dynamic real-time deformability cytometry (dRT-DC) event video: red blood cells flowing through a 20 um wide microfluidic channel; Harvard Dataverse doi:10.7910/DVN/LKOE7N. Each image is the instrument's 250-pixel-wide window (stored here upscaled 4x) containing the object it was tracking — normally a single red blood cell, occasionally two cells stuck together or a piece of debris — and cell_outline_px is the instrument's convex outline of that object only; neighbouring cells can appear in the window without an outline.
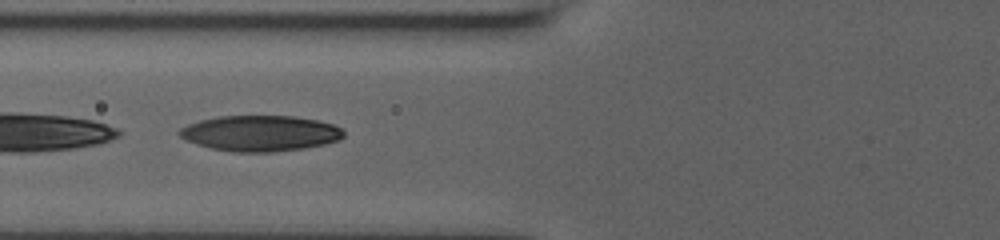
{"species": "human", "species_latin": "Homo sapiens", "temperature_condition": "room temperature", "stored_images_in_passage": 42, "segment_of_instrument_passage": [2, 2], "camera_frame_rate_fps": 3000, "um_per_image_px": 0.085, "donor": {"sex": "male"}, "frame": {"image": 1, "passage_image": 11, "time_ms": 3.333, "image_size_px": [1000, 240], "cell_outline_px": [[344, 136], [340, 140], [324, 144], [304, 148], [272, 152], [232, 152], [212, 148], [184, 140], [176, 132], [180, 128], [188, 124], [200, 120], [220, 116], [292, 116], [316, 120], [332, 124], [340, 128], [344, 132]], "centroid_in_image_um": [22.1, 11.33], "position_along_channel_um": 103.7, "area_um2": 34.16}}
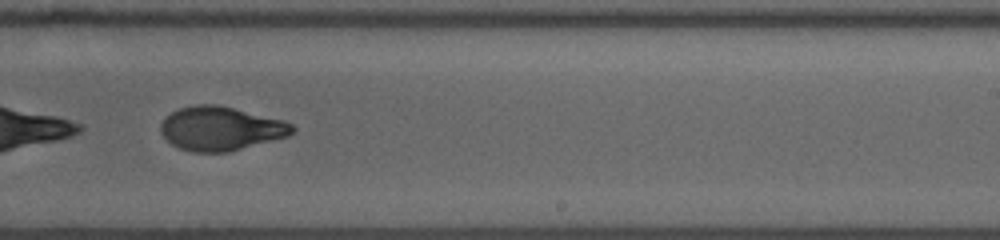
{"frame": {"image": 2, "passage_image": 24, "time_ms": 7.667, "image_size_px": [1000, 240], "cell_outline_px": [[296, 128], [288, 136], [228, 152], [192, 152], [180, 148], [172, 144], [160, 132], [160, 124], [172, 112], [180, 108], [196, 104], [216, 104], [284, 120], [292, 124]], "centroid_in_image_um": [18.76, 10.93], "position_along_channel_um": 270.2, "area_um2": 33.41}}
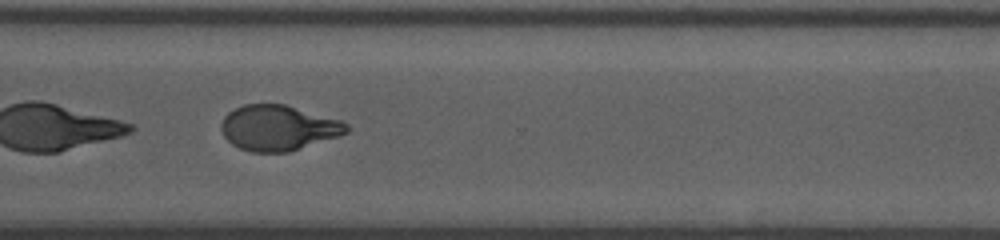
{"frame": {"image": 3, "passage_image": 30, "time_ms": 9.667, "image_size_px": [1000, 240], "cell_outline_px": [[352, 128], [348, 132], [340, 136], [288, 152], [252, 152], [240, 148], [232, 144], [224, 136], [220, 128], [220, 124], [224, 116], [228, 112], [244, 104], [284, 104], [340, 120], [348, 124]], "centroid_in_image_um": [23.66, 10.87], "position_along_channel_um": 346.9, "area_um2": 33.18}}